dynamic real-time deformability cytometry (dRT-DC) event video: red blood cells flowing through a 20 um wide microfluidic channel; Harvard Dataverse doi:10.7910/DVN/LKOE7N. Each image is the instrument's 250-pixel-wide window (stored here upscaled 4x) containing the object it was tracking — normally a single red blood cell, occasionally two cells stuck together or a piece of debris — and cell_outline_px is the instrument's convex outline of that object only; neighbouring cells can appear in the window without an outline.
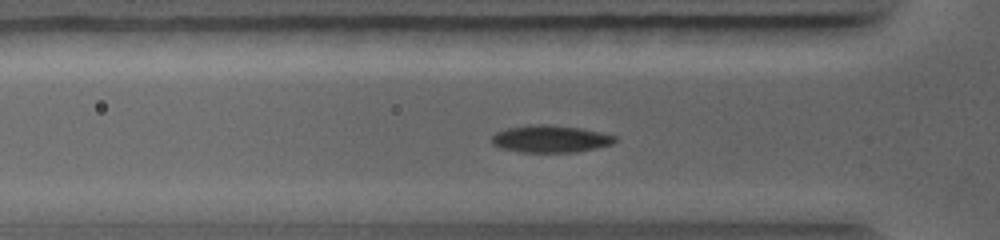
{"species": "common noctule bat (a hibernating species)", "species_latin": "Nyctalus noctula", "temperature_condition": "warm", "stored_images_in_passage": 20, "camera_frame_rate_fps": 5000, "um_per_image_px": 0.085, "animal": {"sex": "female", "body_mass_g": 19.0, "forearm_length_mm": 56.7}, "frame": {"image": 1, "passage_image": 20, "time_ms": 2.8, "image_size_px": [1000, 240], "cell_outline_px": [[620, 140], [612, 144], [596, 148], [576, 152], [524, 152], [500, 148], [492, 144], [492, 136], [496, 132], [508, 128], [528, 124], [548, 124], [580, 128], [600, 132], [616, 136]], "centroid_in_image_um": [46.81, 11.8], "position_along_channel_um": 79.0, "area_um2": 19.65}}